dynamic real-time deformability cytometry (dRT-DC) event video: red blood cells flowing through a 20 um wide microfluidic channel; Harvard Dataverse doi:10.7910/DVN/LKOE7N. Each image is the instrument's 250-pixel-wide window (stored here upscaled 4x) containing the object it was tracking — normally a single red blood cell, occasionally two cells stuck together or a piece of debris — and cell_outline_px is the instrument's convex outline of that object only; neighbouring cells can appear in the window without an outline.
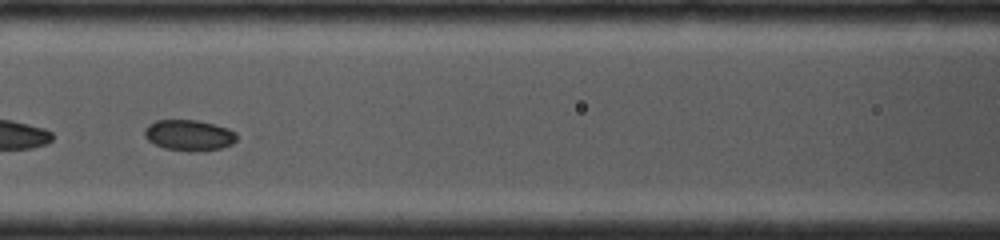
{"species": "common noctule bat (a hibernating species)", "species_latin": "Nyctalus noctula", "temperature_condition": "cold", "stored_images_in_passage": 16, "camera_frame_rate_fps": 4000, "um_per_image_px": 0.085, "animal": {"sex": "female", "body_mass_g": 19.0, "forearm_length_mm": 53.3}, "frame": {"image": 1, "passage_image": 10, "time_ms": 1.75, "image_size_px": [1000, 240], "cell_outline_px": [[236, 140], [232, 144], [220, 148], [188, 152], [164, 148], [148, 140], [144, 136], [144, 128], [148, 124], [156, 120], [196, 120], [228, 128], [236, 132]], "centroid_in_image_um": [16.04, 11.49], "position_along_channel_um": 150.6, "area_um2": 16.53}}
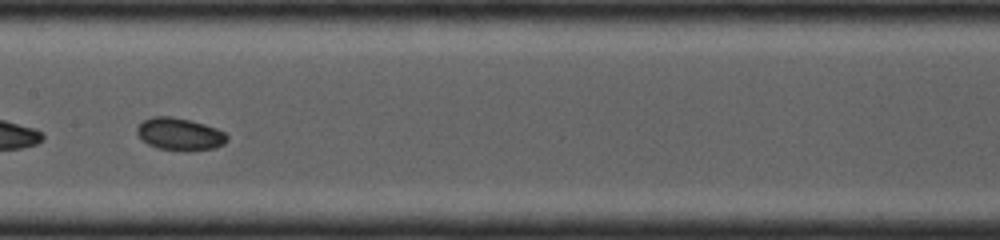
{"frame": {"image": 2, "passage_image": 14, "time_ms": 2.5, "image_size_px": [1000, 240], "cell_outline_px": [[228, 140], [224, 144], [216, 148], [188, 152], [160, 148], [148, 144], [136, 132], [136, 128], [144, 120], [152, 116], [172, 116], [192, 120], [216, 128], [224, 132], [228, 136]], "centroid_in_image_um": [15.32, 11.4], "position_along_channel_um": 192.1, "area_um2": 17.17}}